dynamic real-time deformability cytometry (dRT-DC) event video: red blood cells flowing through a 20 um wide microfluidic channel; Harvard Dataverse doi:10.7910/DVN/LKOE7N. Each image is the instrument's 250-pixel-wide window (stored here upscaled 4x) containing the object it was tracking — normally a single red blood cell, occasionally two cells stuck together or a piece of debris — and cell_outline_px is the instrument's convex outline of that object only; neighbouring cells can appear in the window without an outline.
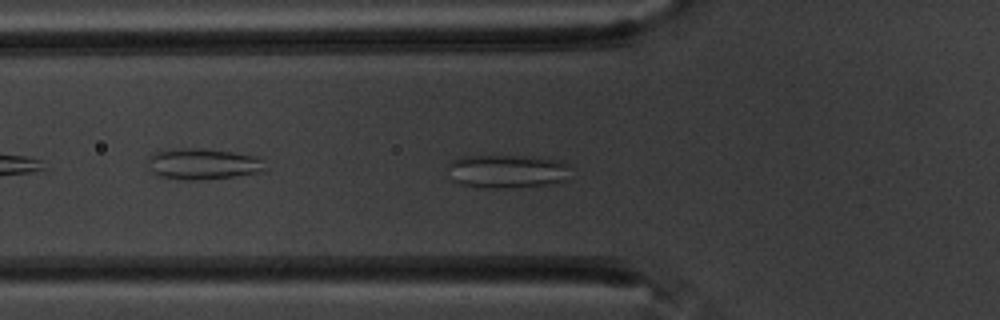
{"species": "common noctule bat (a hibernating species)", "species_latin": "Nyctalus noctula", "temperature_condition": "warm", "stored_images_in_passage": 42, "camera_frame_rate_fps": 3000, "um_per_image_px": 0.085, "animal": {"sex": "male", "body_mass_g": 20.1, "forearm_length_mm": 53.5}, "frame": {"image": 1, "passage_image": 4, "time_ms": 1.0, "image_size_px": [1000, 320], "cell_outline_px": [[568, 180], [552, 184], [512, 188], [480, 188], [460, 184], [452, 180], [448, 168], [448, 160], [456, 156], [520, 156], [564, 160], [568, 164]], "centroid_in_image_um": [43.07, 14.56], "position_along_channel_um": 82.7, "area_um2": 24.51}}
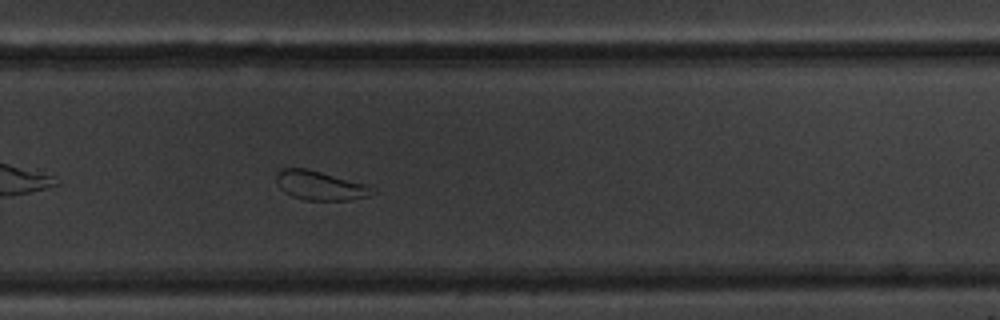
{"frame": {"image": 2, "passage_image": 23, "time_ms": 7.333, "image_size_px": [1000, 320], "cell_outline_px": [[376, 192], [368, 196], [352, 200], [304, 200], [292, 196], [284, 192], [280, 188], [276, 180], [276, 172], [280, 168], [308, 168], [368, 184], [376, 188]], "centroid_in_image_um": [27.24, 15.76], "position_along_channel_um": 302.6, "area_um2": 16.7}}
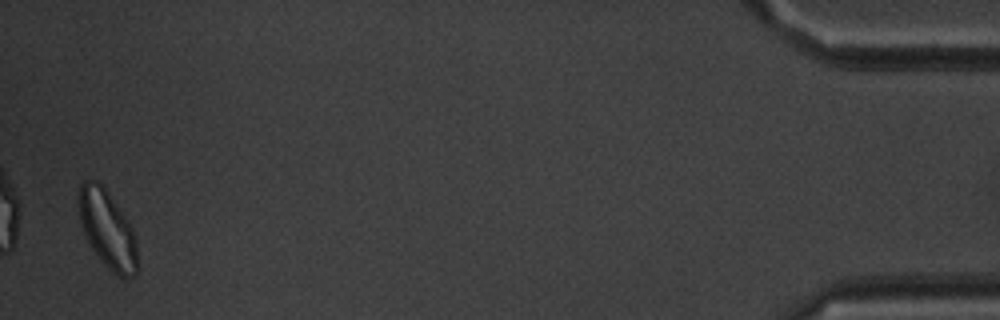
{"frame": {"image": 3, "passage_image": 41, "time_ms": 13.333, "image_size_px": [1000, 320], "cell_outline_px": [[136, 272], [132, 276], [120, 276], [112, 272], [104, 264], [92, 248], [84, 236], [80, 224], [76, 196], [76, 192], [80, 184], [84, 180], [96, 180], [108, 192], [128, 220], [136, 236]], "centroid_in_image_um": [9.07, 19.42], "position_along_channel_um": 426.1, "area_um2": 26.7}, "authors_computed_cell_mechanics": {"area_um2": 19.1607, "velocity_mm_per_s": 3.4629, "shape_relaxation_time_tau1_ms": null, "shape_relaxation_time_tau2_ms": 1.1533, "deformation_change_tau1": null, "deformation_change_tau2": 0.0606}}